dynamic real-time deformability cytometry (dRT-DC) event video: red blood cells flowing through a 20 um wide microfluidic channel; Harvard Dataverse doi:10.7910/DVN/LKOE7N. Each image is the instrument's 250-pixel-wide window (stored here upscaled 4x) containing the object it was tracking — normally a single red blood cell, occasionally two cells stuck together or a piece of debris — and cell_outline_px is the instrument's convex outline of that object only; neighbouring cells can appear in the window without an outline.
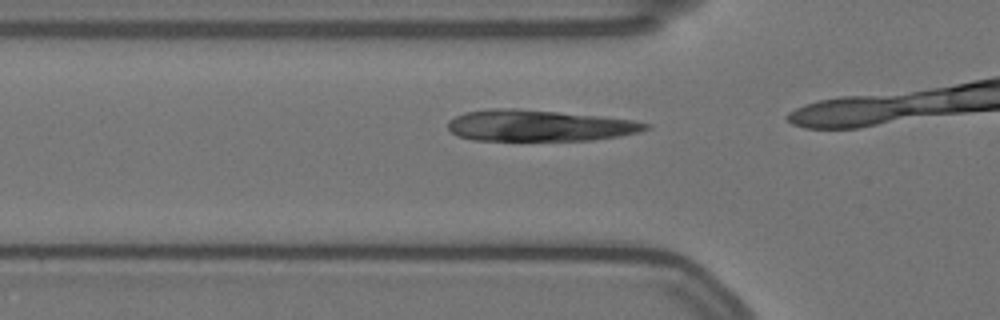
{"species": "Egyptian fruit bat (a non-hibernating species)", "species_latin": "Rousettus aegyptiacus", "temperature_condition": "warm", "stored_images_in_passage": 14, "camera_frame_rate_fps": 3000, "um_per_image_px": 0.085, "animal": {"sex": "female"}, "frame": {"image": 1, "passage_image": 12, "time_ms": 3.667, "image_size_px": [1000, 320], "cell_outline_px": [[652, 124], [648, 128], [640, 132], [620, 136], [592, 140], [472, 140], [456, 136], [448, 128], [448, 120], [464, 112], [496, 108], [516, 108], [600, 116], [632, 120]], "centroid_in_image_um": [45.82, 10.68], "position_along_channel_um": 80.0, "area_um2": 36.07}}